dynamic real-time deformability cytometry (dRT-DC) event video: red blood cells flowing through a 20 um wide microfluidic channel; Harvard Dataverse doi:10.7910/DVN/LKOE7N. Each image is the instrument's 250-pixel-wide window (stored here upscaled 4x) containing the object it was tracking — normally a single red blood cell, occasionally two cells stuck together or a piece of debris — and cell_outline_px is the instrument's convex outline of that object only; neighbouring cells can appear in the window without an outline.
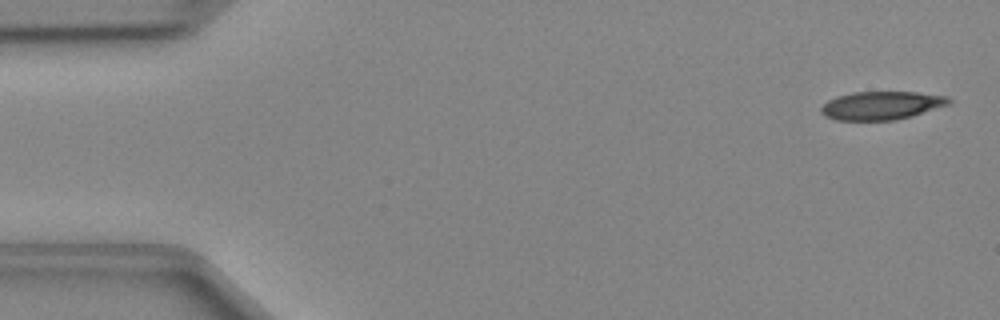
{"species": "Egyptian fruit bat (a non-hibernating species)", "species_latin": "Rousettus aegyptiacus", "temperature_condition": "cold", "stored_images_in_passage": 47, "camera_frame_rate_fps": 3000, "um_per_image_px": 0.085, "animal": {"sex": "female"}, "frame": {"image": 1, "passage_image": 2, "time_ms": 0.333, "image_size_px": [1000, 320], "cell_outline_px": [[952, 100], [948, 104], [912, 116], [892, 120], [836, 120], [824, 116], [820, 112], [820, 108], [828, 100], [836, 96], [852, 92], [916, 92], [948, 96]], "centroid_in_image_um": [74.89, 8.96], "position_along_channel_um": 10.1, "area_um2": 21.04}}
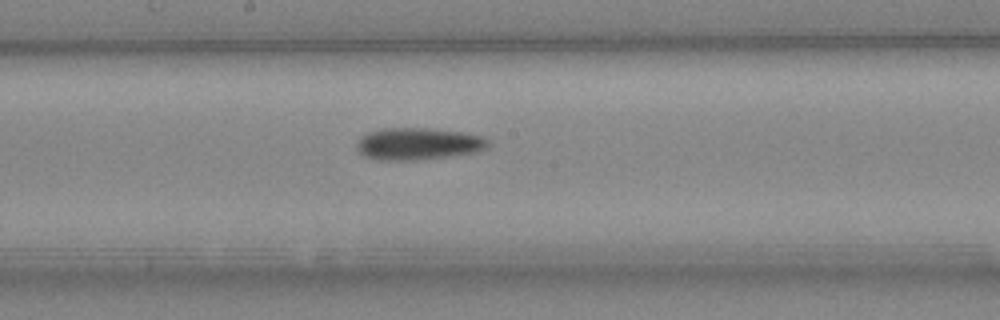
{"frame": {"image": 2, "passage_image": 25, "time_ms": 8.0, "image_size_px": [1000, 320], "cell_outline_px": [[488, 148], [476, 152], [452, 156], [420, 160], [376, 160], [364, 156], [356, 148], [356, 144], [360, 136], [368, 132], [384, 128], [428, 128], [460, 132], [484, 136], [488, 140]], "centroid_in_image_um": [35.53, 12.23], "position_along_channel_um": 212.7, "area_um2": 24.8}}
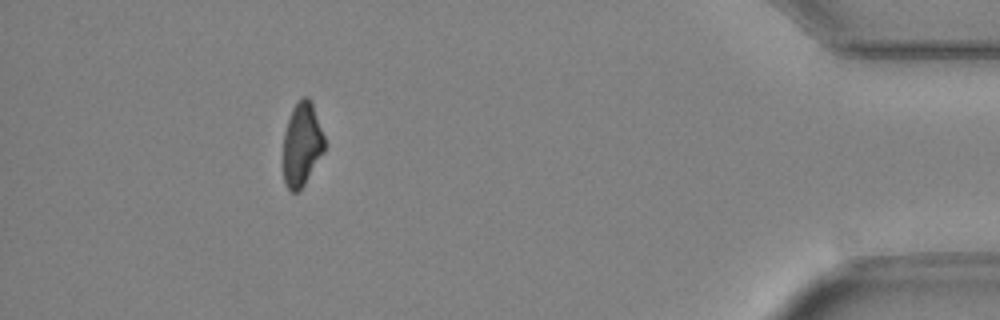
{"frame": {"image": 3, "passage_image": 43, "time_ms": 14.0, "image_size_px": [1000, 320], "cell_outline_px": [[324, 152], [304, 184], [296, 192], [292, 192], [288, 188], [284, 180], [284, 132], [292, 108], [304, 96], [308, 96], [312, 100], [324, 136]], "centroid_in_image_um": [25.67, 12.23], "position_along_channel_um": 409.5, "area_um2": 19.88}}